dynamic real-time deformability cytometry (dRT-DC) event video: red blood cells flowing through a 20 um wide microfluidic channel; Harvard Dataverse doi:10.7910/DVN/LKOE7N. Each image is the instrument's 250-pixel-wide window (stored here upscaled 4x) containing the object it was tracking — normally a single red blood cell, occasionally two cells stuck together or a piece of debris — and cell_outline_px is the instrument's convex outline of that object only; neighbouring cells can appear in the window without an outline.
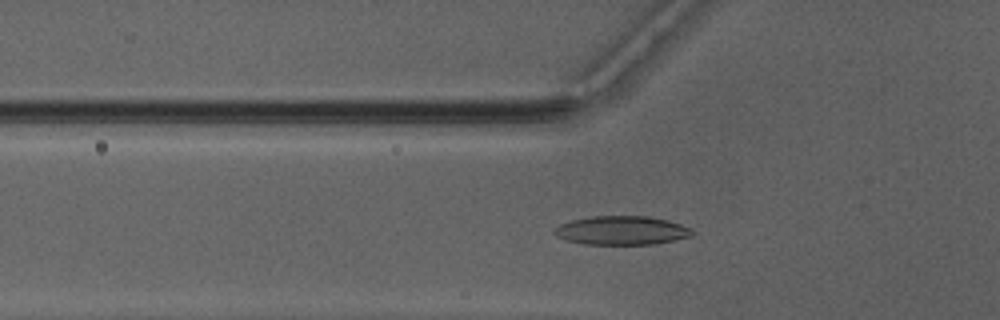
{"species": "Egyptian fruit bat (a non-hibernating species)", "species_latin": "Rousettus aegyptiacus", "temperature_condition": "warm", "stored_images_in_passage": 47, "camera_frame_rate_fps": 3000, "um_per_image_px": 0.085, "animal": {"sex": "male"}, "frame": {"image": 1, "passage_image": 17, "time_ms": 5.333, "image_size_px": [1000, 320], "cell_outline_px": [[692, 236], [676, 240], [656, 244], [584, 244], [564, 240], [556, 236], [552, 232], [560, 224], [572, 220], [592, 216], [648, 216], [668, 220], [680, 224], [688, 228], [692, 232]], "centroid_in_image_um": [52.81, 19.59], "position_along_channel_um": 73.0, "area_um2": 23.12}}
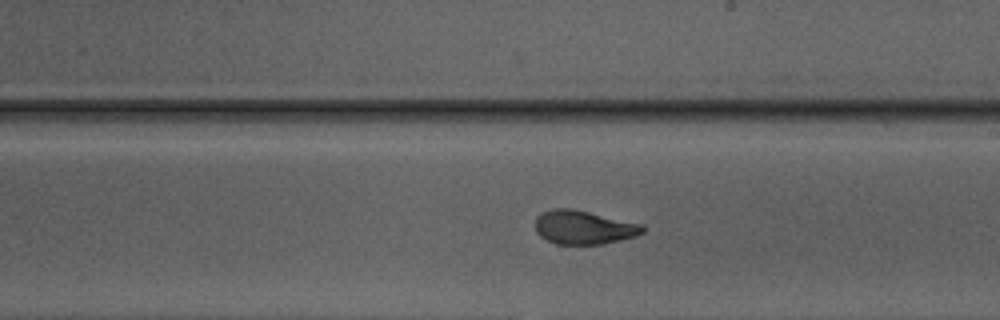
{"frame": {"image": 2, "passage_image": 29, "time_ms": 9.333, "image_size_px": [1000, 320], "cell_outline_px": [[644, 232], [636, 236], [604, 244], [556, 244], [540, 236], [536, 232], [536, 216], [540, 212], [552, 208], [572, 208], [644, 224]], "centroid_in_image_um": [49.62, 19.31], "position_along_channel_um": 239.4, "area_um2": 21.33}}
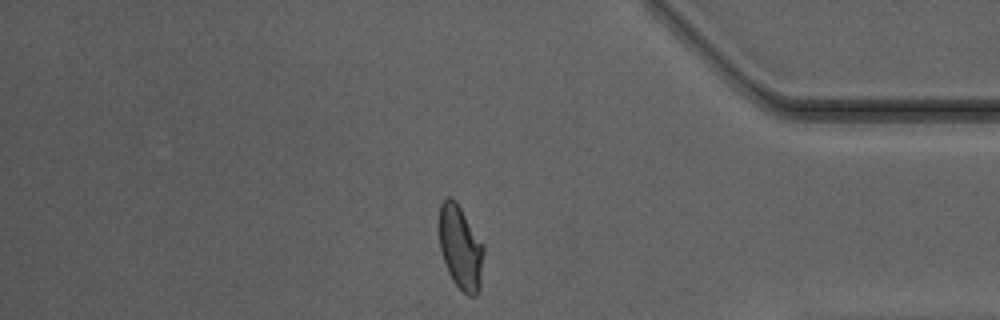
{"frame": {"image": 3, "passage_image": 42, "time_ms": 13.667, "image_size_px": [1000, 320], "cell_outline_px": [[484, 252], [480, 288], [476, 296], [468, 296], [452, 280], [448, 272], [440, 248], [440, 204], [448, 196], [452, 196], [456, 200], [484, 244]], "centroid_in_image_um": [39.17, 21.03], "position_along_channel_um": 396.0, "area_um2": 21.79}, "authors_computed_cell_mechanics": {"area_um2": 21.386, "velocity_mm_per_s": 4.1688, "shape_relaxation_time_tau1_ms": 8.188, "shape_relaxation_time_tau2_ms": 0.659, "deformation_change_tau1": 0.234, "deformation_change_tau2": 0.0642}}